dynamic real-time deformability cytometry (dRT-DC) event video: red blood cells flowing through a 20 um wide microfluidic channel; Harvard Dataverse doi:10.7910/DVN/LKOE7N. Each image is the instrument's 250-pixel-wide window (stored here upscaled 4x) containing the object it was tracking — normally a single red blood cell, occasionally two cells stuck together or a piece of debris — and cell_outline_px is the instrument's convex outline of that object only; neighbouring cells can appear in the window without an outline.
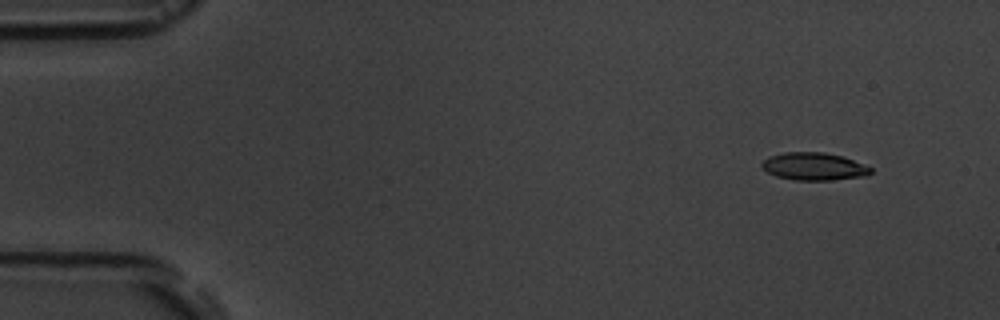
{"species": "common noctule bat (a hibernating species)", "species_latin": "Nyctalus noctula", "temperature_condition": "room temperature", "stored_images_in_passage": 7, "camera_frame_rate_fps": 3000, "um_per_image_px": 0.085, "animal": {"sex": "male", "body_mass_g": 19.5, "forearm_length_mm": 54.6}, "frame": {"image": 1, "passage_image": 2, "time_ms": 1.0, "image_size_px": [1000, 320], "cell_outline_px": [[872, 172], [868, 176], [832, 180], [792, 180], [776, 176], [768, 172], [760, 164], [768, 156], [784, 152], [824, 152], [844, 156], [872, 168]], "centroid_in_image_um": [69.2, 14.15], "position_along_channel_um": 15.8, "area_um2": 17.69}}
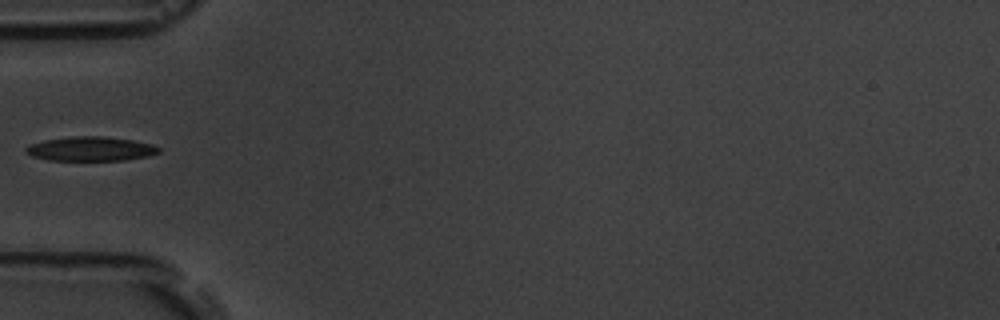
{"frame": {"image": 2, "passage_image": 6, "time_ms": 5.667, "image_size_px": [1000, 320], "cell_outline_px": [[160, 152], [148, 156], [124, 160], [48, 160], [32, 156], [24, 152], [24, 148], [32, 144], [44, 140], [72, 136], [100, 136], [132, 140], [152, 144], [160, 148]], "centroid_in_image_um": [7.69, 12.65], "position_along_channel_um": 77.3, "area_um2": 18.73}}
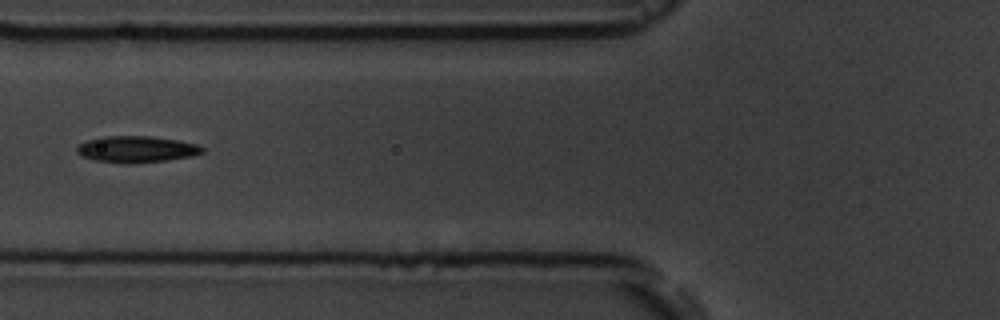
{"frame": {"image": 3, "passage_image": 7, "time_ms": 6.667, "image_size_px": [1000, 320], "cell_outline_px": [[204, 152], [192, 156], [168, 160], [132, 164], [124, 164], [92, 160], [80, 156], [76, 152], [76, 148], [84, 140], [100, 136], [152, 136], [180, 140], [200, 144], [204, 148]], "centroid_in_image_um": [11.59, 12.69], "position_along_channel_um": 114.2, "area_um2": 19.94}}